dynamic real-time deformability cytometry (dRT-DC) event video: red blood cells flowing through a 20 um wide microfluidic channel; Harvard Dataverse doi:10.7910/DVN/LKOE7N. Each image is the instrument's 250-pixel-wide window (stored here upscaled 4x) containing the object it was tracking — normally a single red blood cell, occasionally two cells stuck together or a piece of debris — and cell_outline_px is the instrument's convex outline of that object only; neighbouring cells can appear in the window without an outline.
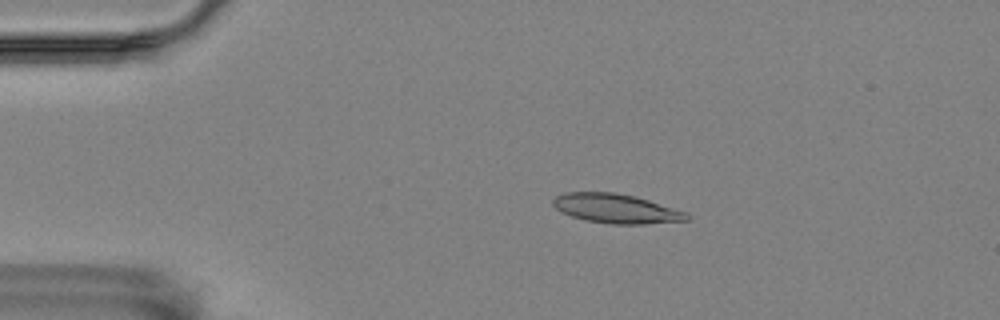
{"species": "Egyptian fruit bat (a non-hibernating species)", "species_latin": "Rousettus aegyptiacus", "temperature_condition": "room temperature", "stored_images_in_passage": 55, "camera_frame_rate_fps": 3000, "um_per_image_px": 0.085, "animal": {"sex": "female"}, "frame": {"image": 1, "passage_image": 10, "time_ms": 3.0, "image_size_px": [1000, 320], "cell_outline_px": [[688, 220], [644, 224], [608, 224], [584, 220], [560, 212], [552, 204], [552, 200], [556, 196], [564, 192], [616, 192], [636, 196], [688, 212]], "centroid_in_image_um": [52.35, 17.72], "position_along_channel_um": 32.6, "area_um2": 23.06}}
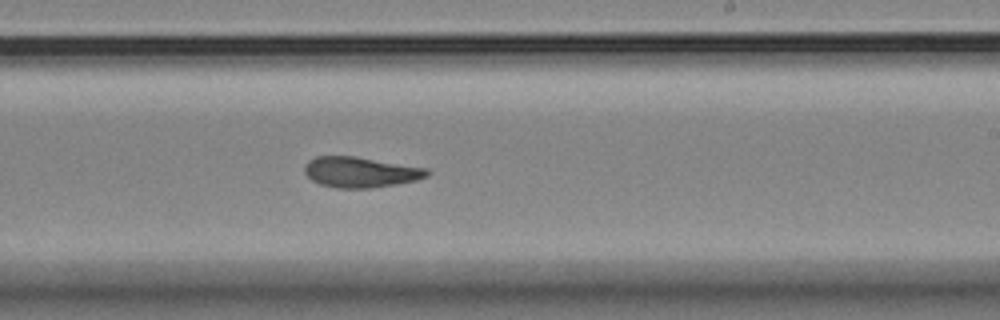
{"frame": {"image": 2, "passage_image": 33, "time_ms": 10.667, "image_size_px": [1000, 320], "cell_outline_px": [[432, 172], [428, 176], [416, 180], [396, 184], [372, 188], [336, 188], [320, 184], [312, 180], [304, 172], [304, 164], [308, 160], [316, 156], [356, 156], [428, 168]], "centroid_in_image_um": [30.65, 14.62], "position_along_channel_um": 258.4, "area_um2": 22.02}}
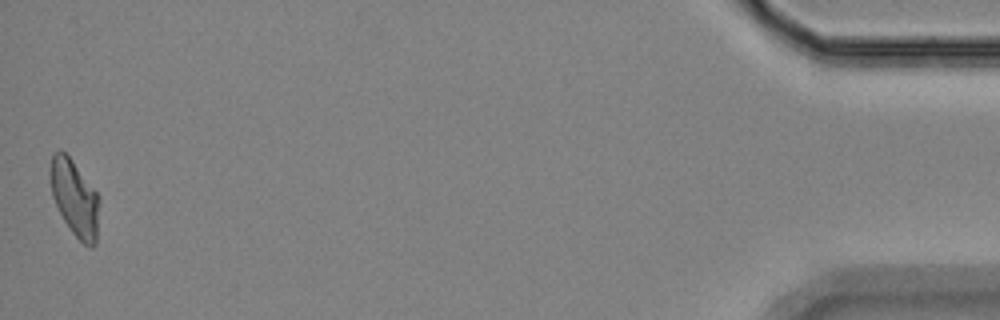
{"frame": {"image": 3, "passage_image": 55, "time_ms": 18.0, "image_size_px": [1000, 320], "cell_outline_px": [[100, 200], [96, 244], [92, 248], [88, 248], [72, 232], [64, 220], [52, 196], [52, 156], [60, 148], [72, 160], [100, 196]], "centroid_in_image_um": [6.41, 16.89], "position_along_channel_um": 428.8, "area_um2": 21.39}, "authors_computed_cell_mechanics": {"area_um2": 22.0218, "velocity_mm_per_s": 3.5347, "shape_relaxation_time_tau1_ms": null, "shape_relaxation_time_tau2_ms": 3.4725, "deformation_change_tau1": null, "deformation_change_tau2": 0.1097}}